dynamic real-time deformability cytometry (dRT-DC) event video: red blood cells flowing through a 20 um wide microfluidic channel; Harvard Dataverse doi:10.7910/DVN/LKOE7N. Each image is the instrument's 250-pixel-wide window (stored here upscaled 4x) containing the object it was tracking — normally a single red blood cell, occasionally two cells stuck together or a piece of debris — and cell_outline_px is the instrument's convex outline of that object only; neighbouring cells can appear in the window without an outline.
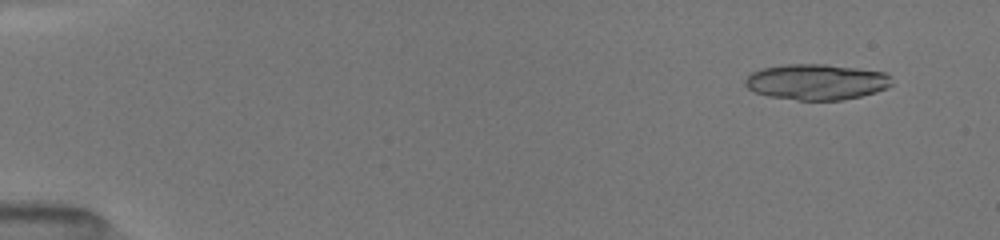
{"species": "common noctule bat (a hibernating species)", "species_latin": "Nyctalus noctula", "temperature_condition": "room temperature", "stored_images_in_passage": 14, "camera_frame_rate_fps": 3000, "um_per_image_px": 0.085, "animal": {"sex": "female", "body_mass_g": 19.5, "forearm_length_mm": 54.1}, "frame": {"image": 1, "passage_image": 3, "time_ms": 1.0, "image_size_px": [1000, 240], "cell_outline_px": [[892, 84], [888, 88], [876, 92], [844, 100], [796, 100], [768, 96], [756, 92], [748, 88], [744, 84], [744, 80], [752, 72], [764, 68], [784, 64], [824, 64], [856, 68], [884, 72], [888, 76]], "centroid_in_image_um": [69.38, 6.97], "position_along_channel_um": 15.6, "area_um2": 30.46}}